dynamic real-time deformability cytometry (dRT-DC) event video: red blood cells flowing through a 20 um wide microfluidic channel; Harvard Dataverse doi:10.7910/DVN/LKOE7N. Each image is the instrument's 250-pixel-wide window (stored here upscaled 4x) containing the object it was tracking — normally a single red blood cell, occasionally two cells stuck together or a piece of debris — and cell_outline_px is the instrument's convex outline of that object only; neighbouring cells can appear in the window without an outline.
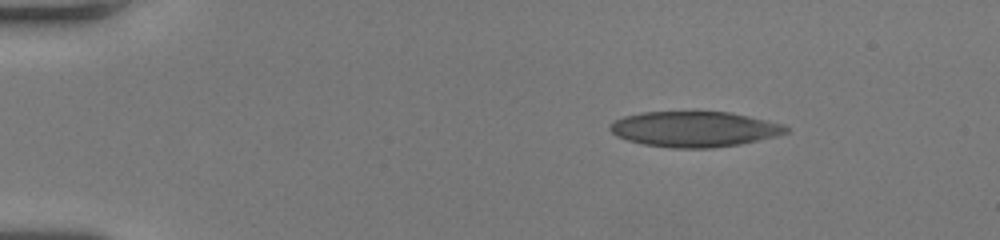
{"species": "human", "species_latin": "Homo sapiens", "temperature_condition": "room temperature", "stored_images_in_passage": 44, "camera_frame_rate_fps": 3000, "um_per_image_px": 0.085, "donor": {"sex": "female"}, "frame": {"image": 1, "passage_image": 1, "time_ms": 0.0, "image_size_px": [1000, 240], "cell_outline_px": [[788, 132], [776, 136], [760, 140], [740, 144], [712, 148], [672, 148], [644, 144], [628, 140], [616, 136], [608, 128], [608, 124], [624, 116], [640, 112], [728, 112], [748, 116], [784, 124], [788, 128]], "centroid_in_image_um": [59.01, 10.98], "position_along_channel_um": 26.0, "area_um2": 36.36}}
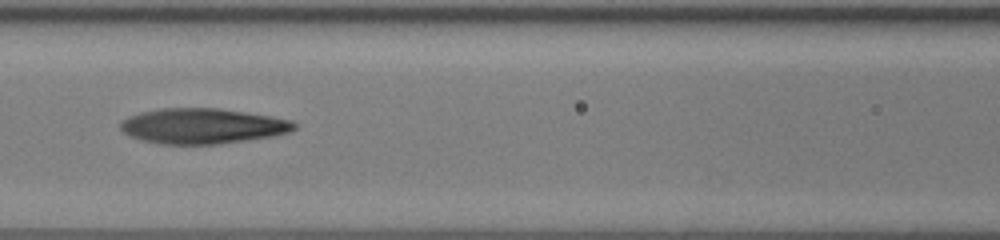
{"frame": {"image": 2, "passage_image": 17, "time_ms": 5.333, "image_size_px": [1000, 240], "cell_outline_px": [[296, 128], [292, 132], [276, 136], [216, 144], [160, 144], [140, 140], [128, 136], [120, 128], [120, 124], [128, 116], [140, 112], [164, 108], [216, 108], [272, 116], [292, 120], [296, 124]], "centroid_in_image_um": [17.23, 10.72], "position_along_channel_um": 149.4, "area_um2": 35.95}}
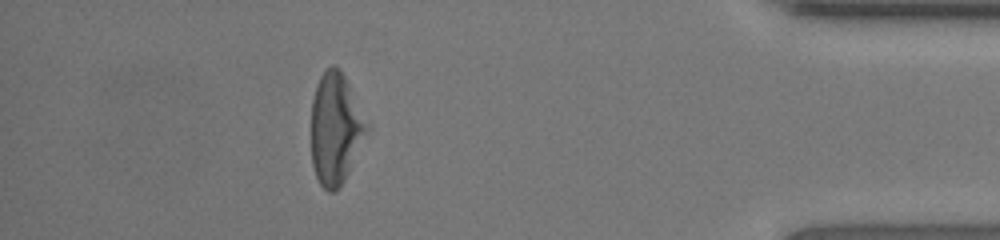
{"frame": {"image": 3, "passage_image": 39, "time_ms": 12.667, "image_size_px": [1000, 240], "cell_outline_px": [[372, 128], [344, 180], [332, 192], [328, 192], [320, 184], [316, 176], [312, 164], [312, 100], [316, 84], [320, 76], [332, 64], [340, 68]], "centroid_in_image_um": [28.56, 10.92], "position_along_channel_um": 406.6, "area_um2": 36.3}, "authors_computed_cell_mechanics": {"area_um2": 36.2984, "velocity_mm_per_s": 4.0981, "shape_relaxation_time_tau1_ms": 6.8608, "shape_relaxation_time_tau2_ms": 3.4504, "deformation_change_tau1": 0.2703, "deformation_change_tau2": 0.137}}